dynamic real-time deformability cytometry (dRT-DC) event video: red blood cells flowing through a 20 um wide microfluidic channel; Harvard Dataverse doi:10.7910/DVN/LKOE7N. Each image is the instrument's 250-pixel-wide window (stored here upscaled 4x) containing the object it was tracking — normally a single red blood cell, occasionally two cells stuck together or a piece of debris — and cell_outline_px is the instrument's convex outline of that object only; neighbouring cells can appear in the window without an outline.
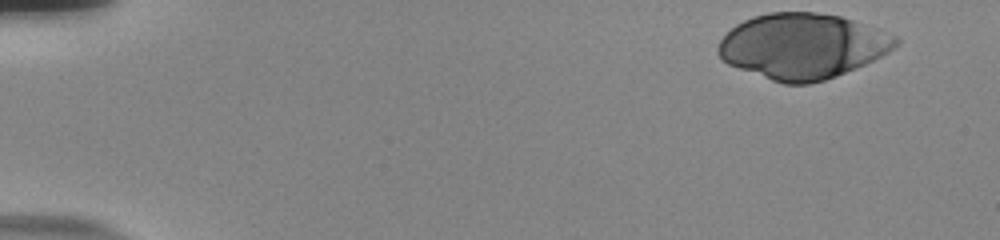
{"species": "human", "species_latin": "Homo sapiens", "temperature_condition": "room temperature", "stored_images_in_passage": 44, "camera_frame_rate_fps": 3000, "um_per_image_px": 0.085, "donor": {"sex": "male"}, "frame": {"image": 1, "passage_image": 1, "time_ms": 0.0, "image_size_px": [1000, 240], "cell_outline_px": [[900, 44], [888, 52], [864, 64], [836, 76], [824, 80], [808, 84], [784, 84], [772, 80], [728, 64], [716, 52], [716, 48], [720, 40], [736, 24], [752, 16], [768, 12], [816, 12], [840, 16], [880, 28], [896, 36], [900, 40]], "centroid_in_image_um": [68.23, 3.9], "position_along_channel_um": 16.8, "area_um2": 67.57}}